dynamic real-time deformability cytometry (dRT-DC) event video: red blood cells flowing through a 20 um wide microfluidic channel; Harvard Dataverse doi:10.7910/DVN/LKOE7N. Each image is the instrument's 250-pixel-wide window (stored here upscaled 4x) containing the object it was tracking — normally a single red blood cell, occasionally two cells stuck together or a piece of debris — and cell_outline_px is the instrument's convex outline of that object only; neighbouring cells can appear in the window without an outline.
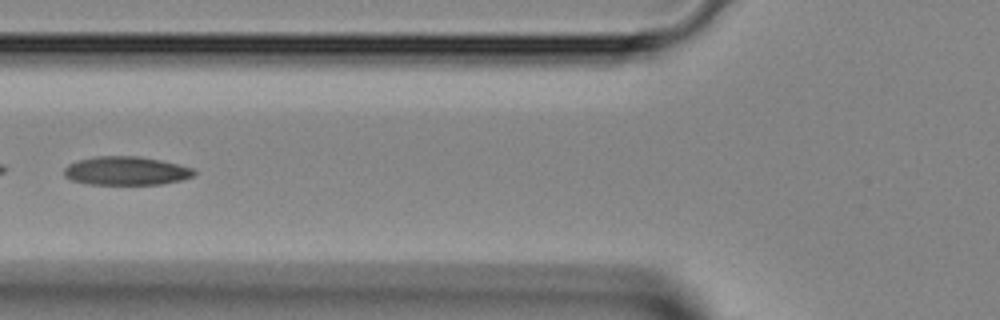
{"species": "Egyptian fruit bat (a non-hibernating species)", "species_latin": "Rousettus aegyptiacus", "temperature_condition": "room temperature", "stored_images_in_passage": 44, "camera_frame_rate_fps": 3000, "um_per_image_px": 0.085, "animal": {"sex": "female"}, "frame": {"image": 1, "passage_image": 16, "time_ms": 5.0, "image_size_px": [1000, 320], "cell_outline_px": [[196, 172], [192, 176], [180, 180], [160, 184], [88, 184], [72, 180], [64, 176], [64, 168], [68, 164], [80, 160], [96, 156], [140, 156], [160, 160], [192, 168]], "centroid_in_image_um": [10.69, 14.52], "position_along_channel_um": 115.1, "area_um2": 21.44}}
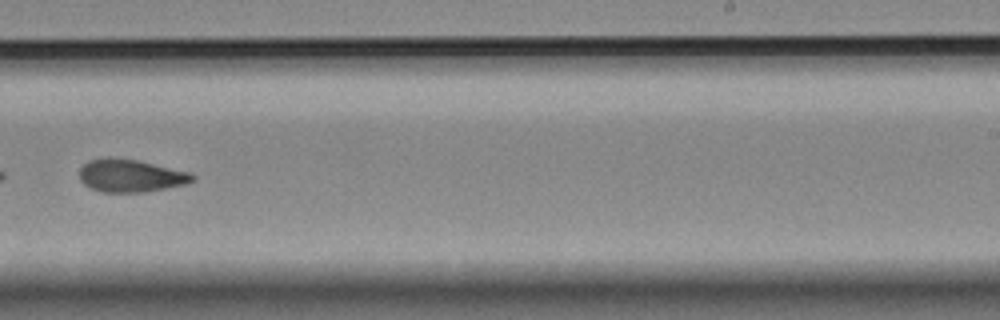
{"frame": {"image": 2, "passage_image": 27, "time_ms": 8.667, "image_size_px": [1000, 320], "cell_outline_px": [[196, 180], [188, 184], [144, 192], [100, 192], [84, 184], [80, 180], [80, 168], [88, 160], [104, 156], [108, 156], [136, 160], [192, 172], [196, 176]], "centroid_in_image_um": [11.13, 14.92], "position_along_channel_um": 277.9, "area_um2": 21.91}}
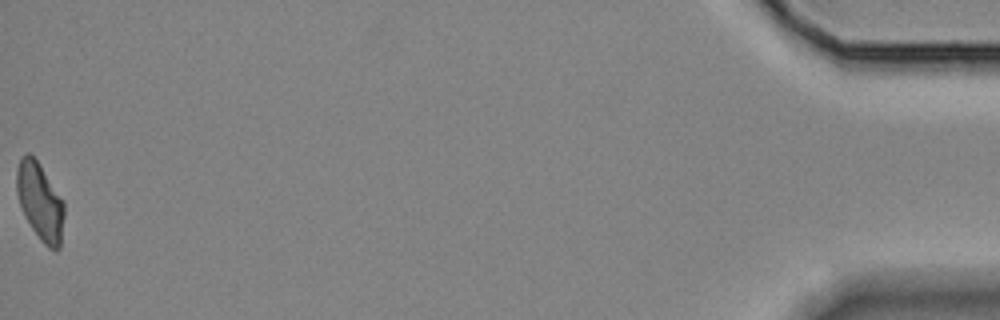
{"frame": {"image": 3, "passage_image": 44, "time_ms": 14.333, "image_size_px": [1000, 320], "cell_outline_px": [[64, 216], [60, 248], [48, 248], [40, 240], [24, 216], [16, 192], [16, 172], [20, 160], [28, 152], [40, 164], [64, 200]], "centroid_in_image_um": [3.41, 17.14], "position_along_channel_um": 431.8, "area_um2": 21.39}}